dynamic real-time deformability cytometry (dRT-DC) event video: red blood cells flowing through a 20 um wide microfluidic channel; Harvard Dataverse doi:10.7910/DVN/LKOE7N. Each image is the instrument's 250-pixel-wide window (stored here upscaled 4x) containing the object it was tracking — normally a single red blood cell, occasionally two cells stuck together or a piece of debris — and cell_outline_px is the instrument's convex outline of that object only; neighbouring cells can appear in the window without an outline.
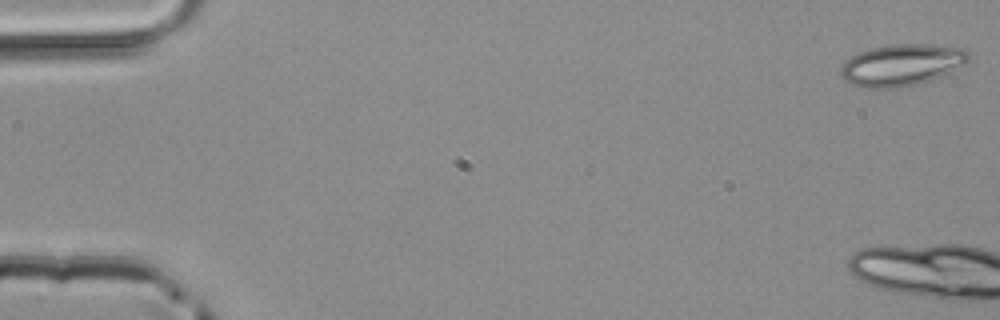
{"species": "common noctule bat (a hibernating species)", "species_latin": "Nyctalus noctula", "temperature_condition": "room temperature", "stored_images_in_passage": 4, "camera_frame_rate_fps": 3000, "um_per_image_px": 0.085, "animal": {"sex": "male", "body_mass_g": 20.4}, "frame": {"image": 1, "passage_image": 1, "time_ms": 0.0, "image_size_px": [1000, 320], "cell_outline_px": [[968, 64], [952, 72], [916, 84], [896, 88], [864, 88], [852, 84], [844, 80], [840, 72], [840, 68], [844, 60], [868, 48], [888, 44], [928, 44], [964, 48], [968, 52]], "centroid_in_image_um": [76.64, 5.51], "position_along_channel_um": 8.4, "area_um2": 31.33}}